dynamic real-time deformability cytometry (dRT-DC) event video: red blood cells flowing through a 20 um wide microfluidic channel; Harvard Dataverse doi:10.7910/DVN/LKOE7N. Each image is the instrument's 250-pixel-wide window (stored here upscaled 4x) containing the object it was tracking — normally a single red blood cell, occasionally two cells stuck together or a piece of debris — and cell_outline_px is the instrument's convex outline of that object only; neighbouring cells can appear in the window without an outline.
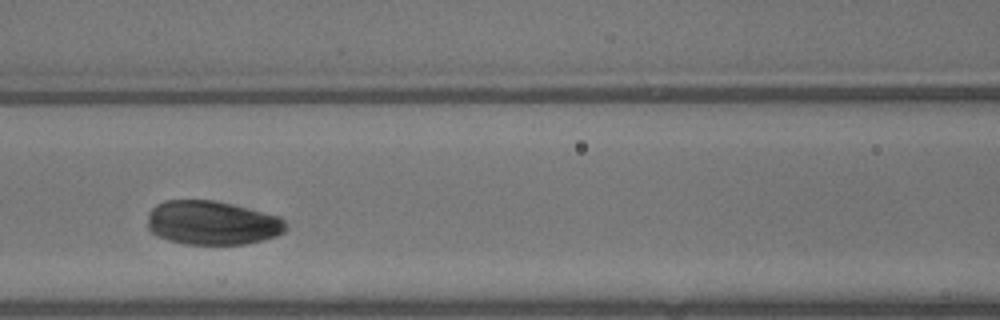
{"species": "common noctule bat (a hibernating species)", "species_latin": "Nyctalus noctula", "temperature_condition": "warm", "stored_images_in_passage": 27, "camera_frame_rate_fps": 3000, "um_per_image_px": 0.085, "animal": {"sex": "male", "body_mass_g": 13.3}, "frame": {"image": 1, "passage_image": 11, "time_ms": 3.333, "image_size_px": [1000, 320], "cell_outline_px": [[288, 228], [284, 232], [276, 236], [264, 240], [244, 244], [184, 244], [168, 240], [156, 236], [148, 228], [148, 212], [156, 204], [164, 200], [212, 200], [232, 204], [248, 208], [276, 216], [284, 220]], "centroid_in_image_um": [18.01, 18.94], "position_along_channel_um": 148.6, "area_um2": 35.55}}